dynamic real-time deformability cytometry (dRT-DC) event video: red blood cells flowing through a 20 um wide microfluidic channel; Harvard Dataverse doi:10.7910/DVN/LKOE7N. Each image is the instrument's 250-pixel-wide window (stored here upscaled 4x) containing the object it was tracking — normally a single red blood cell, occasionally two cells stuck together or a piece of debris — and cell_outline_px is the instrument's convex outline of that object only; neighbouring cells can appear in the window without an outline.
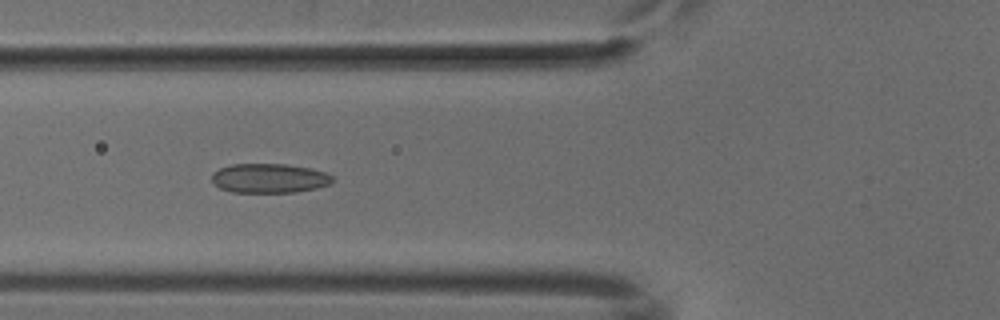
{"species": "common noctule bat (a hibernating species)", "species_latin": "Nyctalus noctula", "temperature_condition": "cold", "stored_images_in_passage": 51, "camera_frame_rate_fps": 3000, "um_per_image_px": 0.085, "animal": {"sex": "male", "body_mass_g": 18.8}, "frame": {"image": 1, "passage_image": 19, "time_ms": 6.0, "image_size_px": [1000, 320], "cell_outline_px": [[332, 180], [328, 184], [316, 188], [296, 192], [232, 192], [220, 188], [212, 180], [212, 172], [220, 168], [232, 164], [284, 164], [308, 168], [324, 172], [332, 176]], "centroid_in_image_um": [22.85, 15.15], "position_along_channel_um": 103.0, "area_um2": 20.4}}
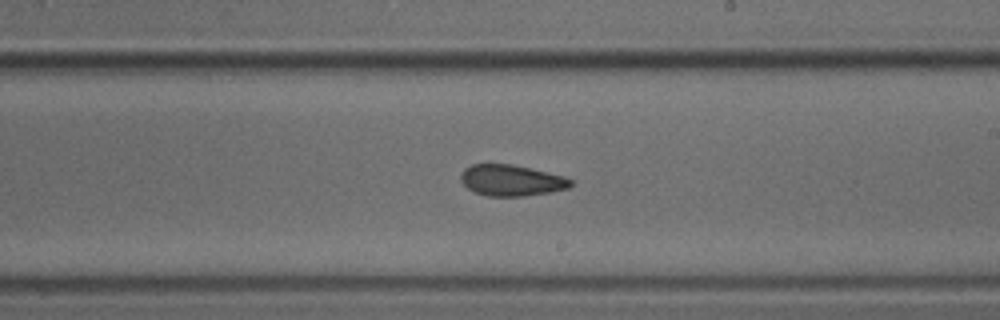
{"frame": {"image": 2, "passage_image": 30, "time_ms": 9.667, "image_size_px": [1000, 320], "cell_outline_px": [[572, 184], [568, 188], [548, 192], [524, 196], [488, 196], [472, 192], [460, 180], [460, 176], [464, 168], [472, 164], [512, 164], [532, 168], [564, 176], [572, 180]], "centroid_in_image_um": [43.44, 15.32], "position_along_channel_um": 245.6, "area_um2": 20.0}}
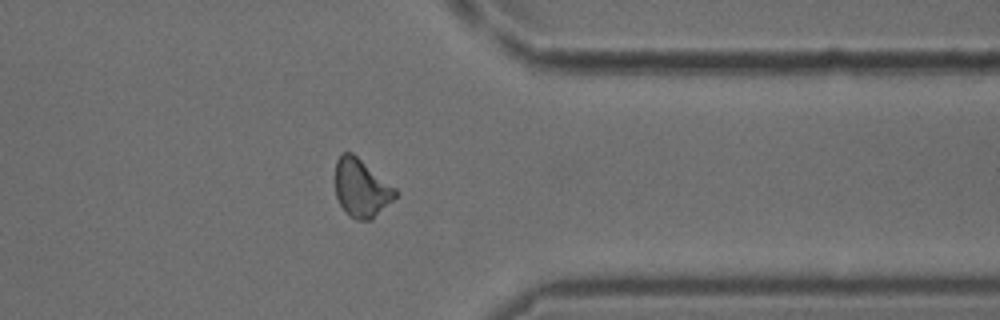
{"frame": {"image": 3, "passage_image": 41, "time_ms": 13.333, "image_size_px": [1000, 320], "cell_outline_px": [[400, 192], [372, 220], [356, 220], [348, 216], [340, 204], [336, 196], [336, 160], [344, 152], [352, 152], [396, 188]], "centroid_in_image_um": [30.72, 16.0], "position_along_channel_um": 380.7, "area_um2": 20.29}}